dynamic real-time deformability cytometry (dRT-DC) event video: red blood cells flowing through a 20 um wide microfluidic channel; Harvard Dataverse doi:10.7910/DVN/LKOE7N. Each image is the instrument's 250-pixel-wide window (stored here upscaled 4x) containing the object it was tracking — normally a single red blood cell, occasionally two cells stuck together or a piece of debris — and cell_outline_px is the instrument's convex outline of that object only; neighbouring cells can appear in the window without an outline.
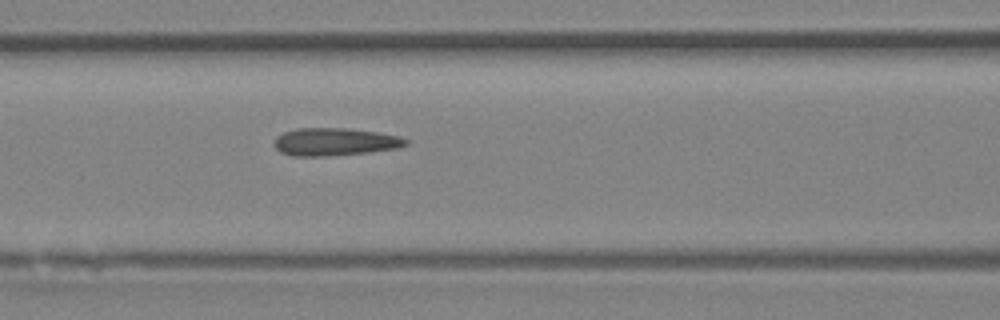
{"species": "Egyptian fruit bat (a non-hibernating species)", "species_latin": "Rousettus aegyptiacus", "temperature_condition": "room temperature", "stored_images_in_passage": 6, "camera_frame_rate_fps": 3000, "um_per_image_px": 0.085, "animal": {"sex": "female"}, "frame": {"image": 1, "passage_image": 6, "time_ms": 6.333, "image_size_px": [1000, 320], "cell_outline_px": [[408, 144], [396, 148], [368, 152], [324, 156], [292, 156], [280, 152], [272, 144], [276, 136], [284, 132], [296, 128], [348, 128], [376, 132], [400, 136], [408, 140]], "centroid_in_image_um": [28.41, 12.05], "position_along_channel_um": 138.2, "area_um2": 21.27}}